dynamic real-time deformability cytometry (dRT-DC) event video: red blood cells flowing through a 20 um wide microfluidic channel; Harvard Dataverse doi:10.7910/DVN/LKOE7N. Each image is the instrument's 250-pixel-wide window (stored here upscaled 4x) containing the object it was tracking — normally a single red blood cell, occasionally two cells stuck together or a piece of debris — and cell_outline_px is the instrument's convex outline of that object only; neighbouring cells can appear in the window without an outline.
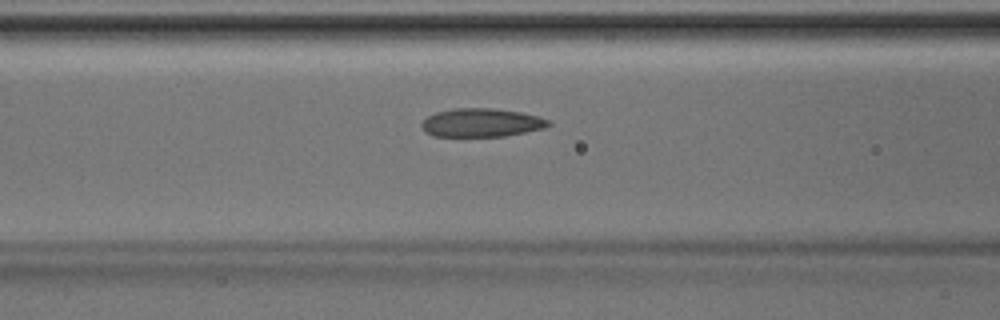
{"species": "Egyptian fruit bat (a non-hibernating species)", "species_latin": "Rousettus aegyptiacus", "temperature_condition": "room temperature", "stored_images_in_passage": 41, "camera_frame_rate_fps": 3000, "um_per_image_px": 0.085, "animal": {"sex": "male"}, "frame": {"image": 1, "passage_image": 13, "time_ms": 4.0, "image_size_px": [1000, 320], "cell_outline_px": [[552, 124], [544, 128], [504, 136], [432, 136], [424, 132], [420, 124], [428, 116], [436, 112], [452, 108], [492, 108], [520, 112], [540, 116], [548, 120]], "centroid_in_image_um": [40.9, 10.42], "position_along_channel_um": 125.7, "area_um2": 21.1}}
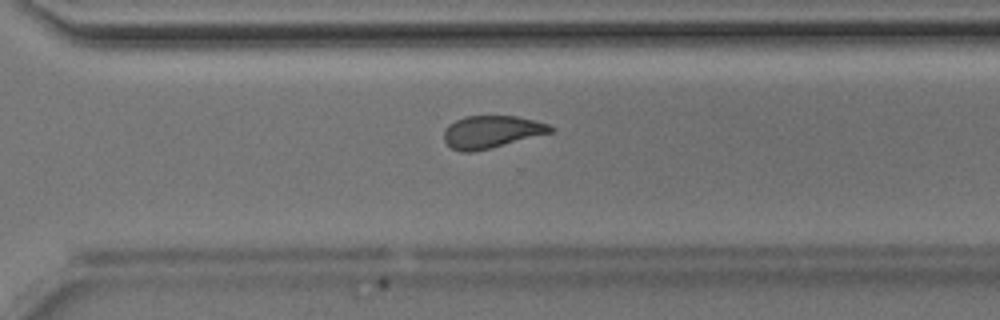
{"frame": {"image": 2, "passage_image": 27, "time_ms": 8.667, "image_size_px": [1000, 320], "cell_outline_px": [[556, 128], [552, 132], [472, 152], [464, 152], [452, 148], [444, 140], [444, 128], [448, 124], [456, 120], [468, 116], [516, 116], [548, 124]], "centroid_in_image_um": [41.75, 11.19], "position_along_channel_um": 328.8, "area_um2": 19.77}}
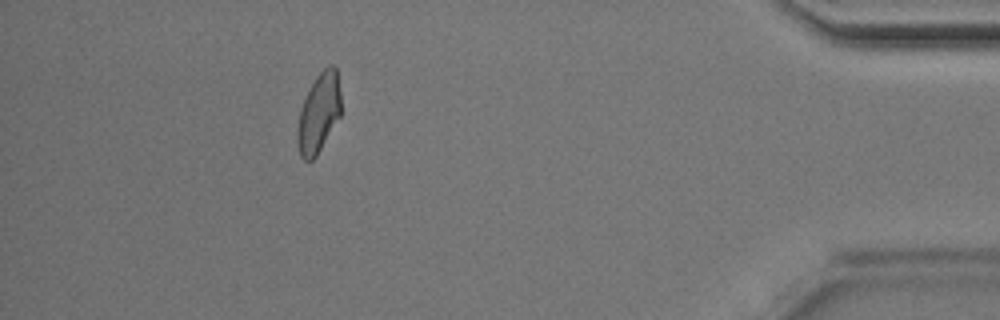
{"frame": {"image": 3, "passage_image": 36, "time_ms": 11.667, "image_size_px": [1000, 320], "cell_outline_px": [[340, 116], [316, 156], [312, 160], [304, 160], [300, 156], [296, 140], [296, 132], [300, 108], [316, 76], [328, 64], [332, 64], [336, 68], [340, 92]], "centroid_in_image_um": [27.08, 9.61], "position_along_channel_um": 408.1, "area_um2": 20.0}}